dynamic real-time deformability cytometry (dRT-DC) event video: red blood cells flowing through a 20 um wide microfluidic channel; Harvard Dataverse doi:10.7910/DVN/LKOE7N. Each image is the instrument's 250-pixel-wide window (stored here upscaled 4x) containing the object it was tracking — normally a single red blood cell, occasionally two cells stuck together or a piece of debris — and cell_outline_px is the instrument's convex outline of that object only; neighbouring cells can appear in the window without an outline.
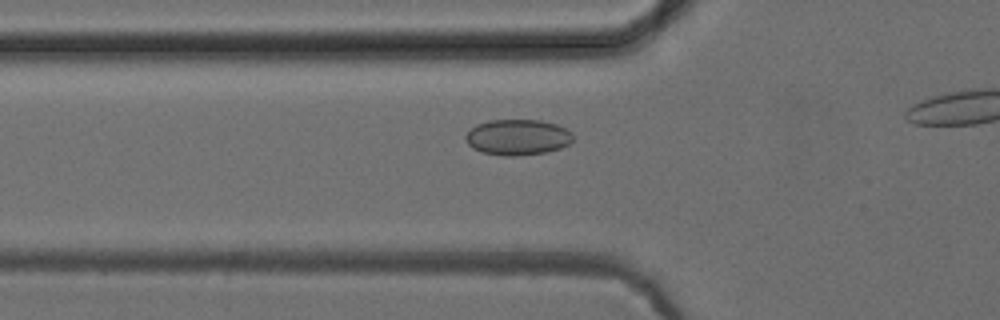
{"species": "common noctule bat (a hibernating species)", "species_latin": "Nyctalus noctula", "temperature_condition": "cold", "stored_images_in_passage": 28, "camera_frame_rate_fps": 3000, "um_per_image_px": 0.085, "animal": {"sex": "female", "body_mass_g": 24.6, "forearm_length_mm": 56.2}, "frame": {"image": 1, "passage_image": 10, "time_ms": 3.0, "image_size_px": [1000, 320], "cell_outline_px": [[572, 140], [568, 144], [560, 148], [548, 152], [516, 156], [504, 156], [484, 152], [472, 148], [468, 144], [464, 136], [476, 124], [488, 120], [540, 120], [556, 124], [572, 132]], "centroid_in_image_um": [43.99, 11.66], "position_along_channel_um": 81.8, "area_um2": 22.37}}
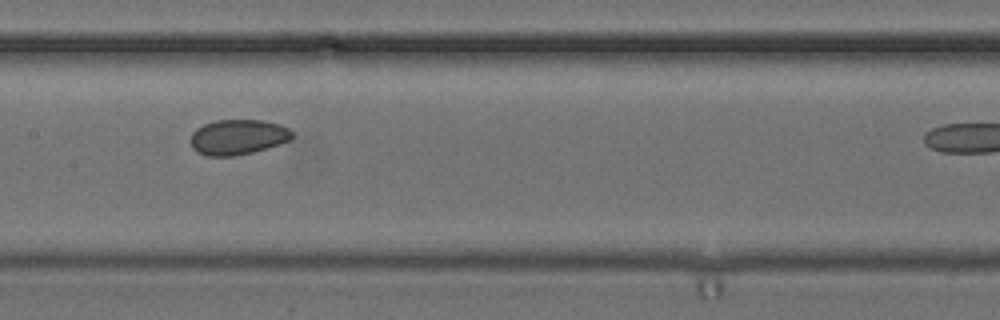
{"frame": {"image": 2, "passage_image": 18, "time_ms": 5.667, "image_size_px": [1000, 320], "cell_outline_px": [[292, 140], [252, 152], [232, 156], [208, 156], [196, 152], [192, 148], [188, 140], [192, 132], [196, 128], [204, 124], [216, 120], [260, 120], [280, 124], [288, 128], [292, 132]], "centroid_in_image_um": [20.17, 11.65], "position_along_channel_um": 187.2, "area_um2": 20.98}}
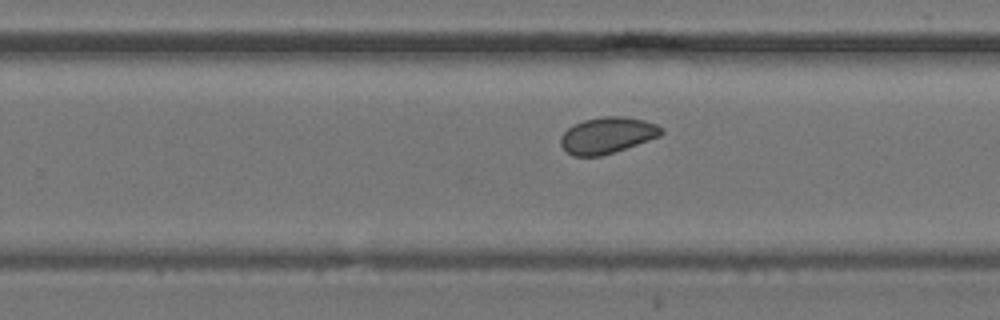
{"frame": {"image": 3, "passage_image": 25, "time_ms": 8.0, "image_size_px": [1000, 320], "cell_outline_px": [[664, 132], [660, 136], [616, 152], [600, 156], [572, 156], [560, 144], [560, 136], [568, 128], [584, 120], [604, 116], [624, 116], [644, 120], [656, 124], [664, 128]], "centroid_in_image_um": [51.64, 11.5], "position_along_channel_um": 278.2, "area_um2": 21.33}}